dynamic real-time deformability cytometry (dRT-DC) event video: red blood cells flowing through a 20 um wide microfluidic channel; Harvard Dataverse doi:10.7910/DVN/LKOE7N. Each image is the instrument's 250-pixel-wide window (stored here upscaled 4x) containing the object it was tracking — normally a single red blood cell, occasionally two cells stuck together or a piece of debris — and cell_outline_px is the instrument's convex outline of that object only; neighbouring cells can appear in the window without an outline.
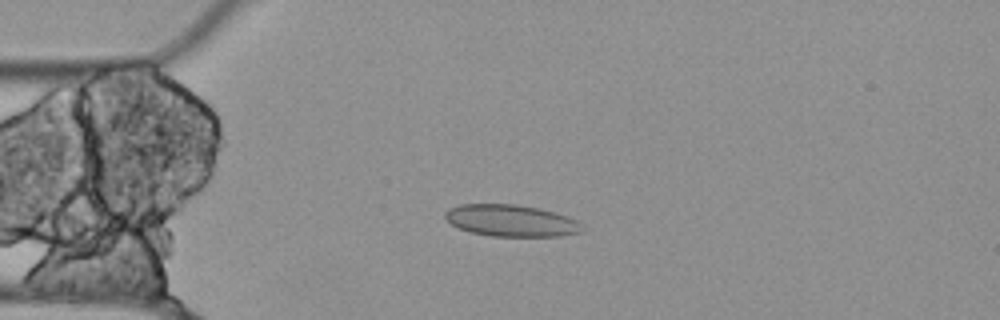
{"species": "Egyptian fruit bat (a non-hibernating species)", "species_latin": "Rousettus aegyptiacus", "temperature_condition": "cold", "stored_images_in_passage": 55, "camera_frame_rate_fps": 3000, "um_per_image_px": 0.085, "animal": {"sex": "female"}, "frame": {"image": 1, "passage_image": 13, "time_ms": 4.0, "image_size_px": [1000, 320], "cell_outline_px": [[580, 232], [560, 236], [492, 236], [472, 232], [460, 228], [452, 224], [444, 216], [444, 212], [448, 208], [460, 204], [516, 204], [540, 208], [576, 220]], "centroid_in_image_um": [43.36, 18.74], "position_along_channel_um": 41.6, "area_um2": 24.91}}
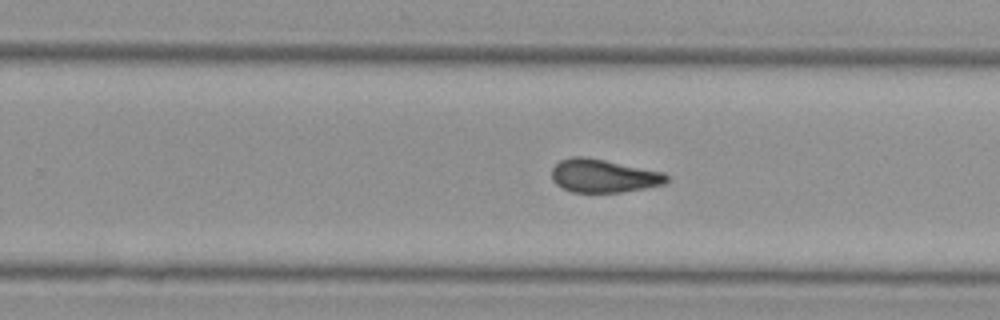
{"frame": {"image": 2, "passage_image": 34, "time_ms": 11.0, "image_size_px": [1000, 320], "cell_outline_px": [[668, 180], [664, 184], [644, 188], [620, 192], [572, 192], [556, 184], [552, 180], [552, 168], [560, 160], [572, 156], [584, 156], [664, 172], [668, 176]], "centroid_in_image_um": [51.28, 14.94], "position_along_channel_um": 278.5, "area_um2": 22.14}}
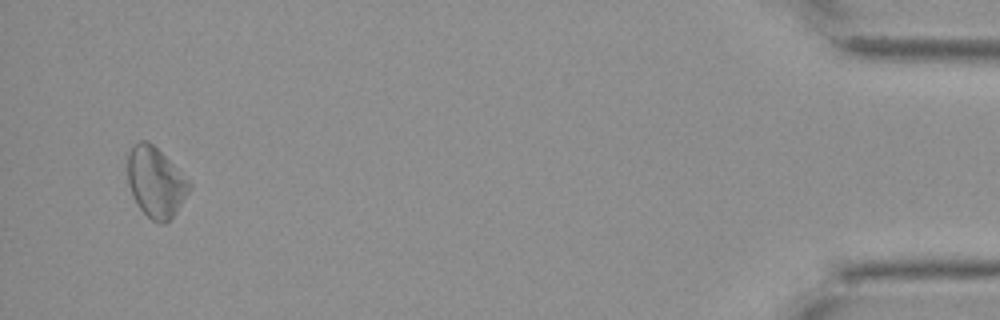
{"frame": {"image": 3, "passage_image": 53, "time_ms": 17.333, "image_size_px": [1000, 320], "cell_outline_px": [[192, 188], [176, 212], [164, 224], [160, 224], [152, 220], [140, 208], [132, 196], [128, 184], [128, 152], [132, 144], [140, 140], [148, 140], [192, 184]], "centroid_in_image_um": [13.21, 15.49], "position_along_channel_um": 422.0, "area_um2": 24.97}, "authors_computed_cell_mechanics": {"area_um2": 23.6402, "velocity_mm_per_s": 3.5271, "shape_relaxation_time_tau1_ms": null, "shape_relaxation_time_tau2_ms": 3.6542, "deformation_change_tau1": null, "deformation_change_tau2": 0.1201}}